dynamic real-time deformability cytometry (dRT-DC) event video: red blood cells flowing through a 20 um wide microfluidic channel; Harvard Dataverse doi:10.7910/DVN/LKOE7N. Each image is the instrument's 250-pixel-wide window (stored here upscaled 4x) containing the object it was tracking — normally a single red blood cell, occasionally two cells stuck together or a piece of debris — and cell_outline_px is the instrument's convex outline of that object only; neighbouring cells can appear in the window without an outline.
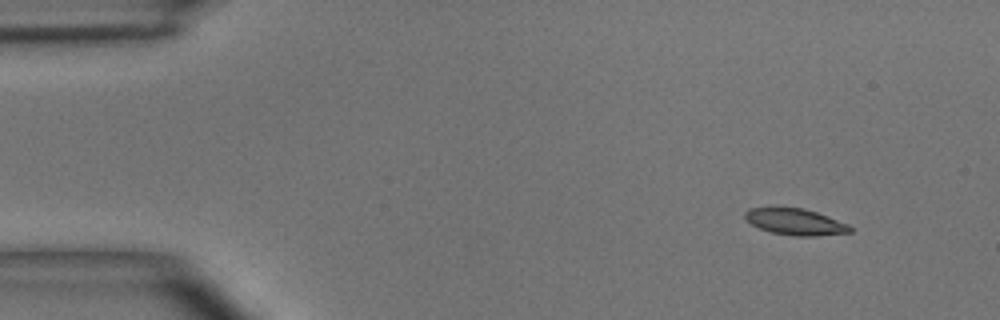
{"species": "common noctule bat (a hibernating species)", "species_latin": "Nyctalus noctula", "temperature_condition": "room temperature", "stored_images_in_passage": 3, "camera_frame_rate_fps": 3000, "um_per_image_px": 0.085, "animal": {"sex": "male", "body_mass_g": 15.6}, "frame": {"image": 1, "passage_image": 1, "time_ms": 0.0, "image_size_px": [1000, 320], "cell_outline_px": [[852, 232], [816, 236], [796, 236], [772, 232], [760, 228], [744, 220], [744, 212], [748, 208], [804, 208], [816, 212], [848, 224], [852, 228]], "centroid_in_image_um": [67.59, 18.86], "position_along_channel_um": 17.4, "area_um2": 16.01}}
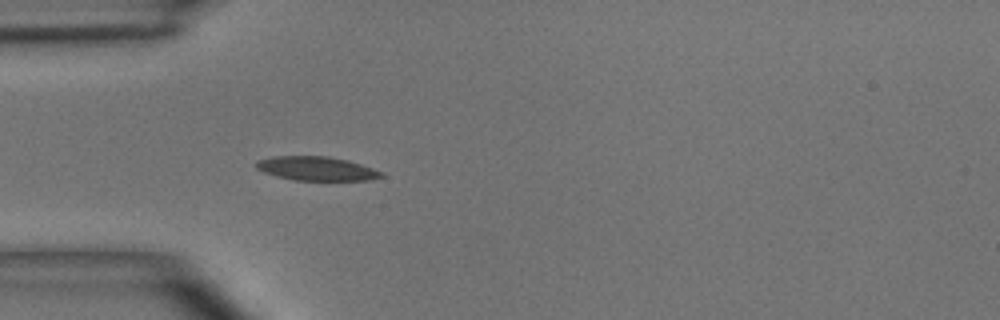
{"frame": {"image": 2, "passage_image": 3, "time_ms": 3.333, "image_size_px": [1000, 320], "cell_outline_px": [[384, 176], [368, 180], [292, 180], [276, 176], [264, 172], [256, 168], [256, 160], [272, 156], [328, 156], [348, 160], [384, 172]], "centroid_in_image_um": [26.88, 14.32], "position_along_channel_um": 58.1, "area_um2": 17.51}}